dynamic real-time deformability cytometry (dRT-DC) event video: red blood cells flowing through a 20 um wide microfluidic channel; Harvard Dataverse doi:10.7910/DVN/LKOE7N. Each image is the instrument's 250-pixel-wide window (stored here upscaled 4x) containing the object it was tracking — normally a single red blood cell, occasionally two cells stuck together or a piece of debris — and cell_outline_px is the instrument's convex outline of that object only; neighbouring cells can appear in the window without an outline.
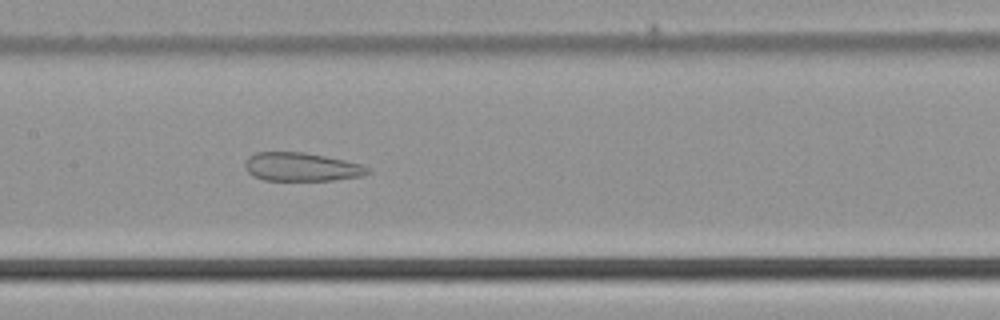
{"species": "common noctule bat (a hibernating species)", "species_latin": "Nyctalus noctula", "temperature_condition": "cold", "stored_images_in_passage": 43, "camera_frame_rate_fps": 3000, "um_per_image_px": 0.085, "animal": {"sex": "male", "body_mass_g": 21.5, "forearm_length_mm": 52.0}, "frame": {"image": 1, "passage_image": 18, "time_ms": 5.667, "image_size_px": [1000, 320], "cell_outline_px": [[372, 172], [364, 176], [332, 180], [264, 180], [252, 176], [248, 172], [244, 164], [248, 156], [256, 152], [304, 152], [344, 160], [360, 164], [368, 168]], "centroid_in_image_um": [25.61, 14.19], "position_along_channel_um": 181.8, "area_um2": 20.4}}
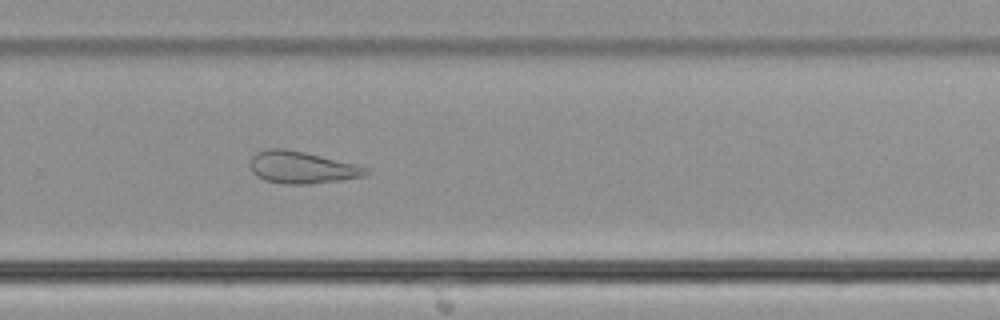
{"frame": {"image": 2, "passage_image": 27, "time_ms": 8.667, "image_size_px": [1000, 320], "cell_outline_px": [[372, 172], [364, 176], [340, 180], [304, 184], [284, 184], [264, 180], [256, 176], [252, 172], [252, 156], [256, 152], [264, 148], [284, 148], [304, 152], [368, 168]], "centroid_in_image_um": [25.62, 14.23], "position_along_channel_um": 304.2, "area_um2": 21.39}}
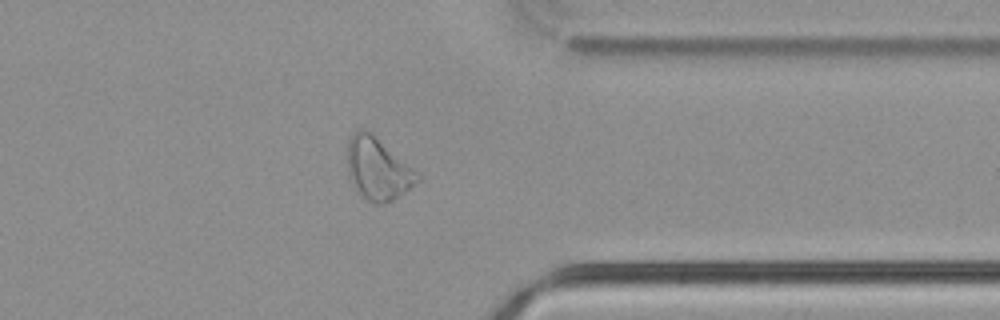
{"frame": {"image": 3, "passage_image": 33, "time_ms": 10.667, "image_size_px": [1000, 320], "cell_outline_px": [[420, 180], [404, 192], [392, 200], [384, 204], [376, 204], [368, 200], [352, 184], [348, 176], [348, 140], [356, 128], [364, 128], [372, 132], [416, 172], [420, 176]], "centroid_in_image_um": [32.08, 14.32], "position_along_channel_um": 379.3, "area_um2": 25.03}}